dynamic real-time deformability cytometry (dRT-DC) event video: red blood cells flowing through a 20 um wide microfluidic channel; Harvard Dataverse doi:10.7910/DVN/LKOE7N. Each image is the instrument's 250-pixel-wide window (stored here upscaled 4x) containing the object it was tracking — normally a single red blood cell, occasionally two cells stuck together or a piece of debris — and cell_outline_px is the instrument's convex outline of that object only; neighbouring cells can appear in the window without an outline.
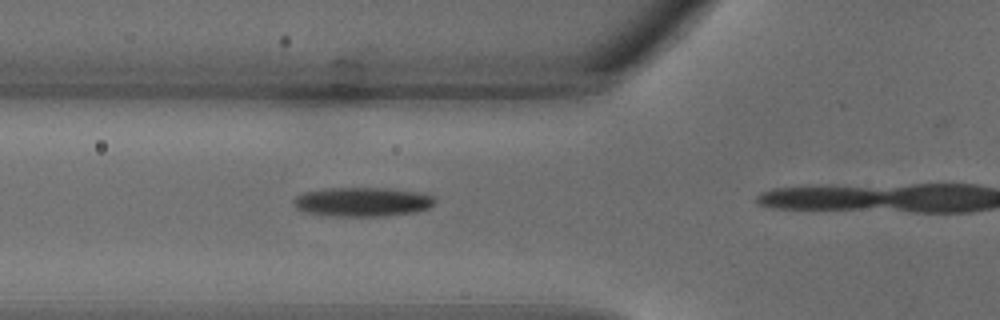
{"species": "common noctule bat (a hibernating species)", "species_latin": "Nyctalus noctula", "temperature_condition": "warm", "stored_images_in_passage": 12, "camera_frame_rate_fps": 3000, "um_per_image_px": 0.085, "animal": {"sex": "male", "body_mass_g": 18.8}, "frame": {"image": 1, "passage_image": 11, "time_ms": 3.333, "image_size_px": [1000, 320], "cell_outline_px": [[436, 204], [428, 208], [412, 212], [380, 216], [328, 216], [304, 212], [296, 208], [292, 204], [292, 200], [296, 196], [304, 192], [328, 188], [384, 188], [420, 192], [432, 196], [436, 200]], "centroid_in_image_um": [30.76, 17.16], "position_along_channel_um": 95.0, "area_um2": 24.1}}